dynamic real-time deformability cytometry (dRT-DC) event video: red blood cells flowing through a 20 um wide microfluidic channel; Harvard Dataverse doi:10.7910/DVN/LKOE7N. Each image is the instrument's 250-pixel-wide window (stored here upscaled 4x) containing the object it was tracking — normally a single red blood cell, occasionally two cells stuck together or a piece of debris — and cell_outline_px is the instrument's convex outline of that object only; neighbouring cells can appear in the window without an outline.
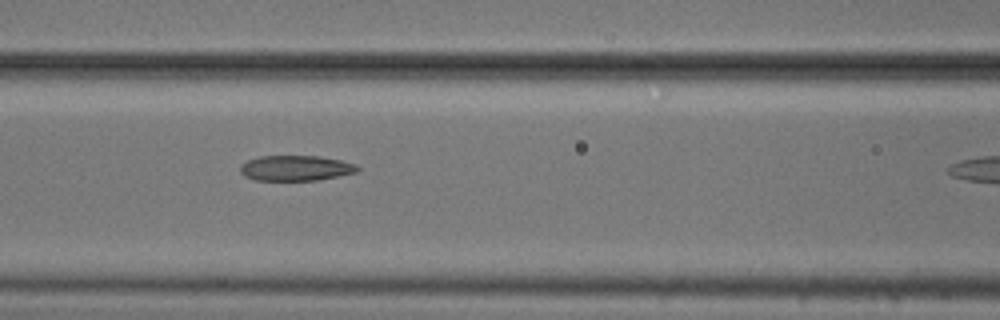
{"species": "common noctule bat (a hibernating species)", "species_latin": "Nyctalus noctula", "temperature_condition": "cold", "stored_images_in_passage": 10, "camera_frame_rate_fps": 3000, "um_per_image_px": 0.085, "animal": {"sex": "male", "body_mass_g": 20.5, "forearm_length_mm": 52.5}, "frame": {"image": 1, "passage_image": 6, "time_ms": 1.667, "image_size_px": [1000, 320], "cell_outline_px": [[360, 168], [356, 172], [320, 180], [256, 180], [244, 176], [240, 172], [240, 164], [248, 160], [260, 156], [320, 156], [340, 160], [356, 164]], "centroid_in_image_um": [25.13, 14.29], "position_along_channel_um": 141.5, "area_um2": 17.34}}
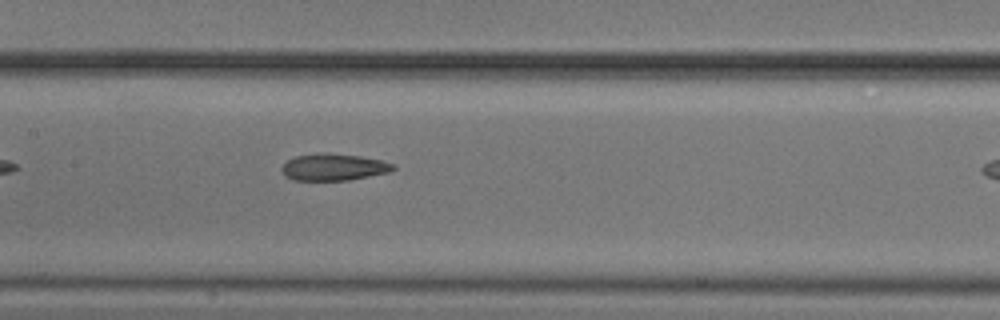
{"frame": {"image": 2, "passage_image": 9, "time_ms": 2.667, "image_size_px": [1000, 320], "cell_outline_px": [[396, 168], [388, 172], [348, 180], [292, 180], [284, 176], [280, 168], [288, 160], [296, 156], [324, 152], [328, 152], [360, 156], [380, 160], [392, 164]], "centroid_in_image_um": [28.31, 14.2], "position_along_channel_um": 179.1, "area_um2": 17.34}}